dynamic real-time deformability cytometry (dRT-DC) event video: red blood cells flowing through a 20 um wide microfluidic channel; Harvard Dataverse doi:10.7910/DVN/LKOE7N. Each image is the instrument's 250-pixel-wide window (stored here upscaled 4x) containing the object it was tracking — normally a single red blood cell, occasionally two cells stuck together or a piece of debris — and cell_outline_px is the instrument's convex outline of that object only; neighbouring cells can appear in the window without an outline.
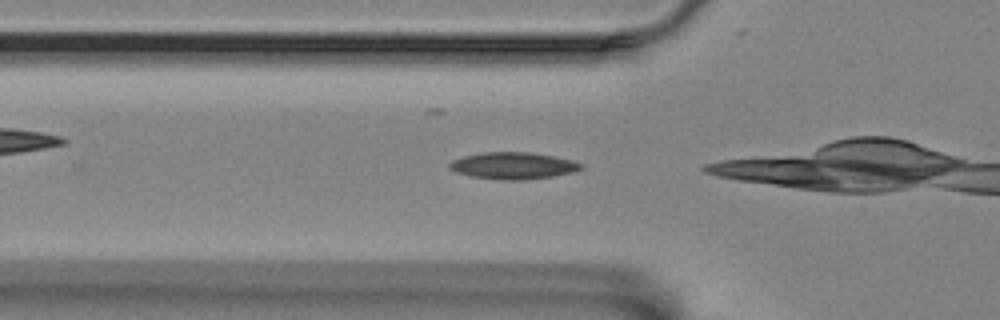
{"species": "Egyptian fruit bat (a non-hibernating species)", "species_latin": "Rousettus aegyptiacus", "temperature_condition": "room temperature", "stored_images_in_passage": 40, "camera_frame_rate_fps": 3000, "um_per_image_px": 0.085, "animal": {"sex": "female"}, "frame": {"image": 1, "passage_image": 12, "time_ms": 3.667, "image_size_px": [1000, 320], "cell_outline_px": [[584, 168], [572, 172], [552, 176], [524, 180], [500, 180], [472, 176], [456, 172], [448, 168], [448, 164], [452, 160], [464, 156], [484, 152], [528, 152], [552, 156], [572, 160], [584, 164]], "centroid_in_image_um": [43.61, 14.08], "position_along_channel_um": 82.2, "area_um2": 20.52}}
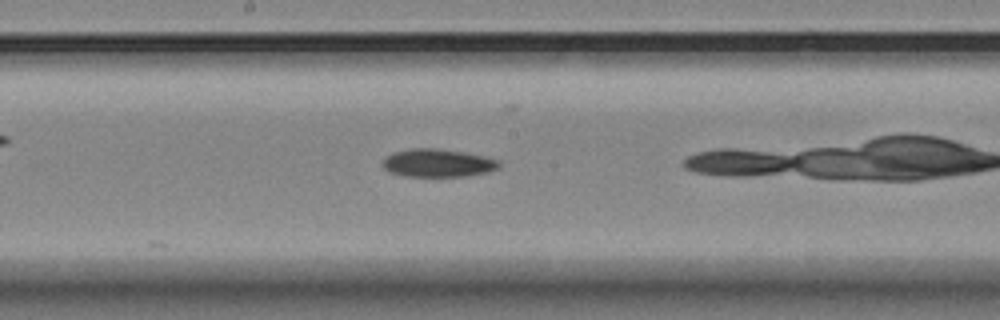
{"frame": {"image": 2, "passage_image": 23, "time_ms": 7.333, "image_size_px": [1000, 320], "cell_outline_px": [[500, 168], [488, 172], [464, 176], [408, 176], [388, 172], [380, 164], [392, 152], [412, 148], [436, 148], [464, 152], [484, 156], [500, 160]], "centroid_in_image_um": [37.22, 13.85], "position_along_channel_um": 211.0, "area_um2": 19.07}}
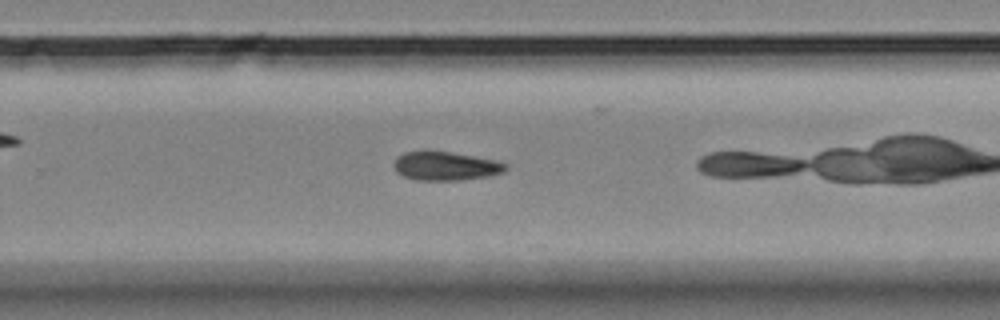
{"frame": {"image": 3, "passage_image": 30, "time_ms": 9.667, "image_size_px": [1000, 320], "cell_outline_px": [[508, 168], [504, 172], [488, 176], [456, 180], [416, 180], [404, 176], [396, 172], [392, 164], [396, 156], [404, 152], [424, 148], [428, 148], [452, 152], [496, 160], [508, 164]], "centroid_in_image_um": [37.81, 14.06], "position_along_channel_um": 292.0, "area_um2": 19.42}}